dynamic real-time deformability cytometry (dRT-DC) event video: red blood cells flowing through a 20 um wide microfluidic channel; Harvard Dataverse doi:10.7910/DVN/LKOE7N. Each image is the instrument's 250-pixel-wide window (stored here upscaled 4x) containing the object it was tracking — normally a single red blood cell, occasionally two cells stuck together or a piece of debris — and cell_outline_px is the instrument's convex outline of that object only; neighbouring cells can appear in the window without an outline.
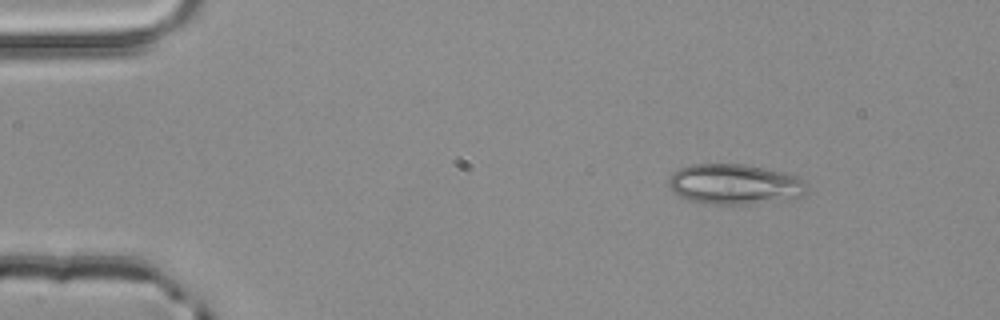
{"species": "common noctule bat (a hibernating species)", "species_latin": "Nyctalus noctula", "temperature_condition": "room temperature", "stored_images_in_passage": 2, "camera_frame_rate_fps": 3000, "um_per_image_px": 0.085, "animal": {"sex": "male", "body_mass_g": 20.4}, "frame": {"image": 1, "passage_image": 1, "time_ms": 0.0, "image_size_px": [1000, 320], "cell_outline_px": [[808, 192], [804, 196], [748, 204], [712, 204], [692, 200], [680, 196], [672, 192], [668, 184], [668, 180], [672, 172], [680, 168], [692, 164], [744, 164], [784, 172], [796, 176], [804, 180]], "centroid_in_image_um": [62.44, 15.65], "position_along_channel_um": 22.6, "area_um2": 32.37}}